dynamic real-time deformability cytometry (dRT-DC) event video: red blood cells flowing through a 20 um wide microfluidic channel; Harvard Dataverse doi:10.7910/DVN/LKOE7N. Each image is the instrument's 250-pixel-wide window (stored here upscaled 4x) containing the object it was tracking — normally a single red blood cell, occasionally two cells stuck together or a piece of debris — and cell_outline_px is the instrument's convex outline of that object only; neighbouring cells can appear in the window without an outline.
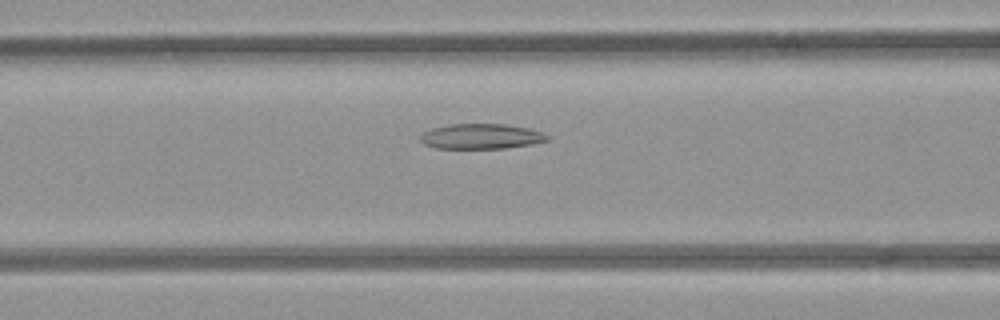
{"species": "common noctule bat (a hibernating species)", "species_latin": "Nyctalus noctula", "temperature_condition": "room temperature", "stored_images_in_passage": 16, "camera_frame_rate_fps": 3000, "um_per_image_px": 0.085, "animal": {"sex": "female", "body_mass_g": 21.9}, "frame": {"image": 1, "passage_image": 14, "time_ms": 4.333, "image_size_px": [1000, 320], "cell_outline_px": [[552, 136], [548, 140], [532, 144], [504, 148], [436, 148], [424, 144], [420, 140], [420, 136], [424, 132], [432, 128], [448, 124], [504, 124], [528, 128], [544, 132]], "centroid_in_image_um": [40.93, 11.59], "position_along_channel_um": 125.7, "area_um2": 18.67}}